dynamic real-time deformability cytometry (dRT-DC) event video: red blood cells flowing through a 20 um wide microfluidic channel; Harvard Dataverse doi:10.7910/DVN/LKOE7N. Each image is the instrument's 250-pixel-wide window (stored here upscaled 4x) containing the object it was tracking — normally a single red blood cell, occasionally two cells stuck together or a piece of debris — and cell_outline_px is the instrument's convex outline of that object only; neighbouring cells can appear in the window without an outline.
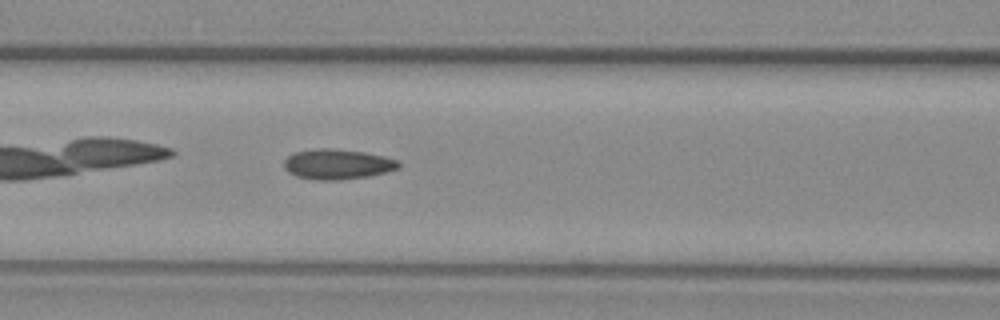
{"species": "common noctule bat (a hibernating species)", "species_latin": "Nyctalus noctula", "temperature_condition": "warm", "stored_images_in_passage": 32, "camera_frame_rate_fps": 3000, "um_per_image_px": 0.085, "animal": {"sex": "female", "body_mass_g": 29.2, "forearm_length_mm": 56.3}, "frame": {"image": 1, "passage_image": 7, "time_ms": 2.0, "image_size_px": [1000, 320], "cell_outline_px": [[400, 168], [368, 176], [340, 180], [316, 180], [296, 176], [288, 172], [284, 168], [284, 160], [288, 156], [296, 152], [320, 148], [324, 148], [364, 152], [384, 156], [396, 160], [400, 164]], "centroid_in_image_um": [28.66, 13.97], "position_along_channel_um": 137.9, "area_um2": 19.94}}
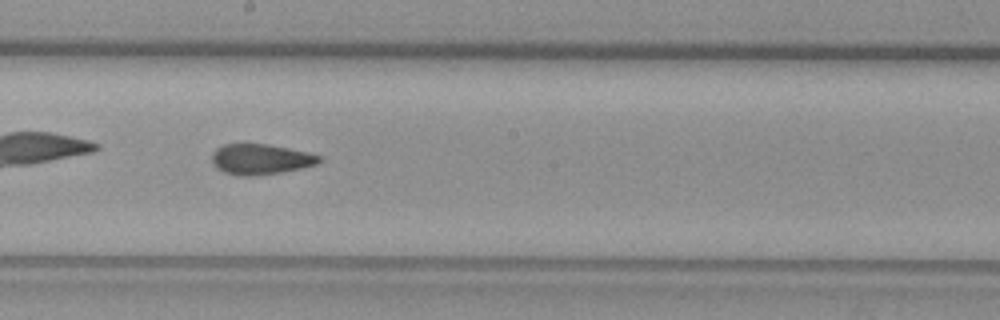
{"frame": {"image": 2, "passage_image": 14, "time_ms": 4.333, "image_size_px": [1000, 320], "cell_outline_px": [[320, 160], [316, 164], [300, 168], [280, 172], [252, 176], [240, 176], [224, 172], [216, 168], [212, 160], [212, 152], [216, 148], [224, 144], [244, 140], [268, 144], [308, 152], [320, 156]], "centroid_in_image_um": [22.07, 13.48], "position_along_channel_um": 226.1, "area_um2": 19.54}}
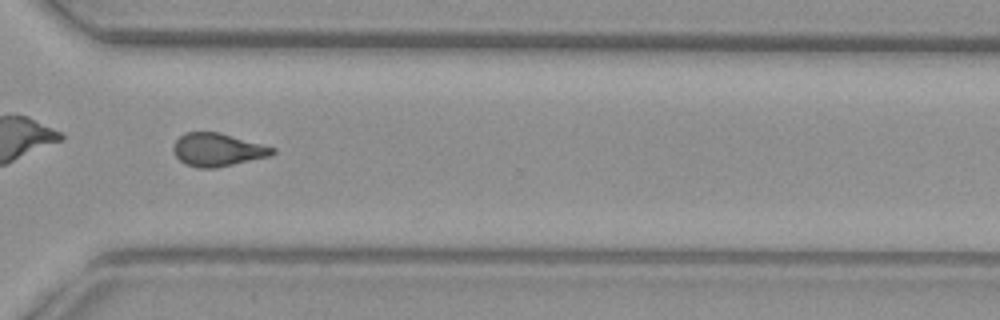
{"frame": {"image": 3, "passage_image": 24, "time_ms": 7.667, "image_size_px": [1000, 320], "cell_outline_px": [[276, 152], [272, 156], [216, 168], [196, 168], [184, 164], [176, 156], [172, 148], [176, 140], [184, 132], [220, 132], [276, 148]], "centroid_in_image_um": [18.51, 12.73], "position_along_channel_um": 352.1, "area_um2": 19.31}}